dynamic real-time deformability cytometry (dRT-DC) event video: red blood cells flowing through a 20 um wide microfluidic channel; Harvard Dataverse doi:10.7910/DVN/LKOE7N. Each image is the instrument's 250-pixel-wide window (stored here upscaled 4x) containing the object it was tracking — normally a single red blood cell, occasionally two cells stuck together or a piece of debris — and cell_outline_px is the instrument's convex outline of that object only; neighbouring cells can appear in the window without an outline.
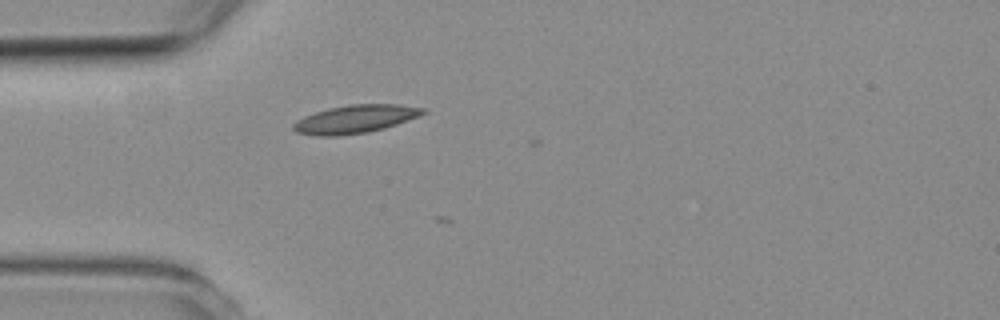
{"species": "common noctule bat (a hibernating species)", "species_latin": "Nyctalus noctula", "temperature_condition": "room temperature", "stored_images_in_passage": 4, "camera_frame_rate_fps": 3000, "um_per_image_px": 0.085, "animal": {"sex": "female", "body_mass_g": 19.3, "forearm_length_mm": 54.1}, "frame": {"image": 1, "passage_image": 3, "time_ms": 2.0, "image_size_px": [1000, 320], "cell_outline_px": [[428, 112], [420, 116], [384, 128], [368, 132], [340, 136], [316, 136], [296, 132], [292, 128], [292, 124], [296, 120], [304, 116], [328, 108], [352, 104], [396, 104], [424, 108]], "centroid_in_image_um": [30.18, 10.13], "position_along_channel_um": 54.8, "area_um2": 21.33}}